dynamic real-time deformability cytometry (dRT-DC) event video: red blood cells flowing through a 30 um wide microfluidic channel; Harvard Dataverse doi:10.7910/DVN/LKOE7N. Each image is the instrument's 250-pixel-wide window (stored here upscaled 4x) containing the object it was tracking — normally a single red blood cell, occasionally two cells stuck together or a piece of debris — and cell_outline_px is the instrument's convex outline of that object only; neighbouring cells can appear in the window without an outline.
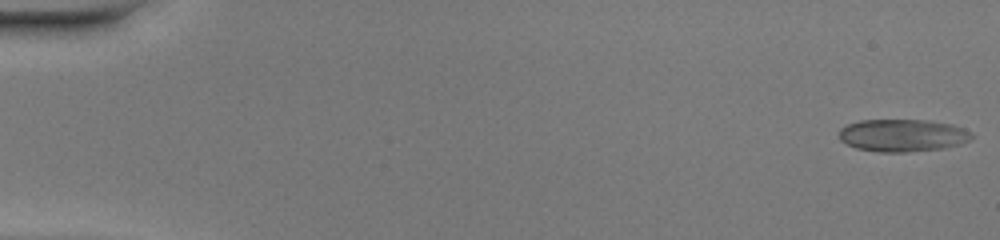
{"species": "common noctule bat (a hibernating species)", "species_latin": "Nyctalus noctula", "temperature_condition": "warm", "stored_images_in_passage": 50, "camera_frame_rate_fps": 3000, "um_per_image_px": 0.085, "animal": {"sex": "female", "body_mass_g": 20.0, "forearm_length_mm": 54.0}, "frame": {"image": 1, "passage_image": 1, "time_ms": 0.0, "image_size_px": [1000, 240], "cell_outline_px": [[972, 136], [968, 140], [960, 144], [944, 148], [904, 152], [880, 152], [856, 148], [840, 140], [840, 128], [848, 124], [860, 120], [928, 120], [952, 124], [964, 128], [972, 132]], "centroid_in_image_um": [76.73, 11.5], "position_along_channel_um": 8.3, "area_um2": 25.03}}
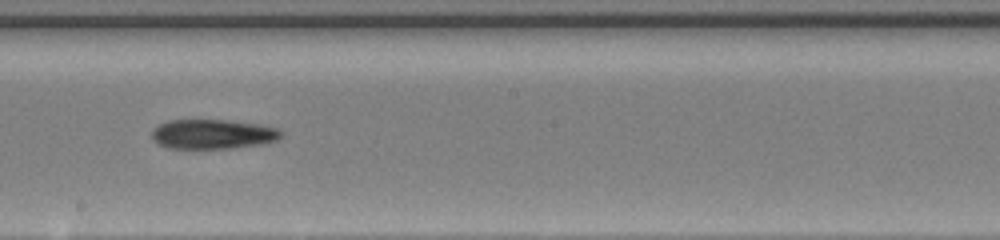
{"frame": {"image": 2, "passage_image": 29, "time_ms": 9.333, "image_size_px": [1000, 240], "cell_outline_px": [[284, 132], [276, 140], [264, 144], [228, 148], [168, 148], [156, 144], [152, 140], [152, 128], [168, 120], [224, 120], [260, 124], [280, 128]], "centroid_in_image_um": [18.08, 11.4], "position_along_channel_um": 230.1, "area_um2": 22.48}}
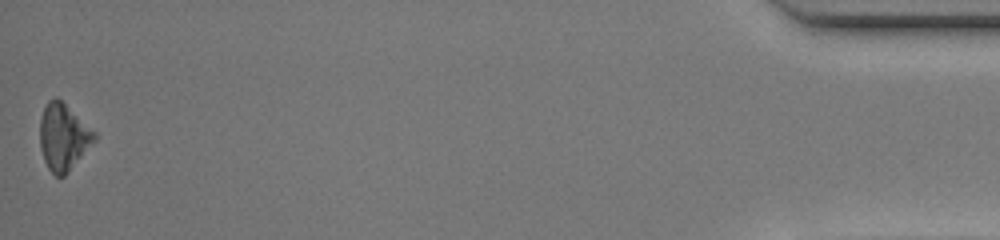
{"frame": {"image": 3, "passage_image": 50, "time_ms": 16.333, "image_size_px": [1000, 240], "cell_outline_px": [[96, 140], [68, 172], [64, 176], [56, 176], [48, 168], [44, 160], [40, 148], [40, 116], [48, 100], [56, 96], [96, 132]], "centroid_in_image_um": [5.37, 11.64], "position_along_channel_um": 429.8, "area_um2": 21.04}, "authors_computed_cell_mechanics": {"area_um2": 22.9177, "velocity_mm_per_s": 4.1371, "shape_relaxation_time_tau1_ms": 7.5631, "shape_relaxation_time_tau2_ms": null, "deformation_change_tau1": 0.2181, "deformation_change_tau2": null}}